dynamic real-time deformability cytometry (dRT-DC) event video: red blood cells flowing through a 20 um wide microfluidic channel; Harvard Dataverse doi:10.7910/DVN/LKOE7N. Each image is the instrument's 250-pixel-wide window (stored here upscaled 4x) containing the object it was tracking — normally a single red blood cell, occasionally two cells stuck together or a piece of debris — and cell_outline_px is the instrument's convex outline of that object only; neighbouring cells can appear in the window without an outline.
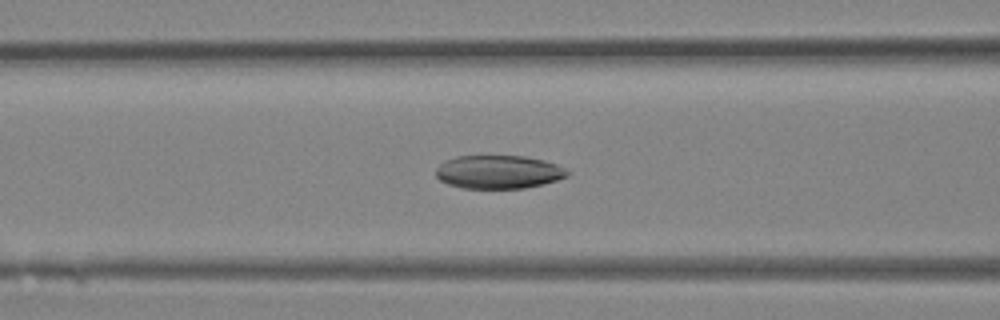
{"species": "Egyptian fruit bat (a non-hibernating species)", "species_latin": "Rousettus aegyptiacus", "temperature_condition": "room temperature", "stored_images_in_passage": 32, "camera_frame_rate_fps": 3000, "um_per_image_px": 0.085, "animal": {"sex": "female"}, "frame": {"image": 1, "passage_image": 11, "time_ms": 3.333, "image_size_px": [1000, 320], "cell_outline_px": [[572, 172], [568, 176], [544, 184], [524, 188], [460, 188], [448, 184], [440, 180], [436, 176], [436, 168], [444, 160], [456, 156], [524, 156], [544, 160], [556, 164]], "centroid_in_image_um": [42.37, 14.61], "position_along_channel_um": 124.2, "area_um2": 25.72}}
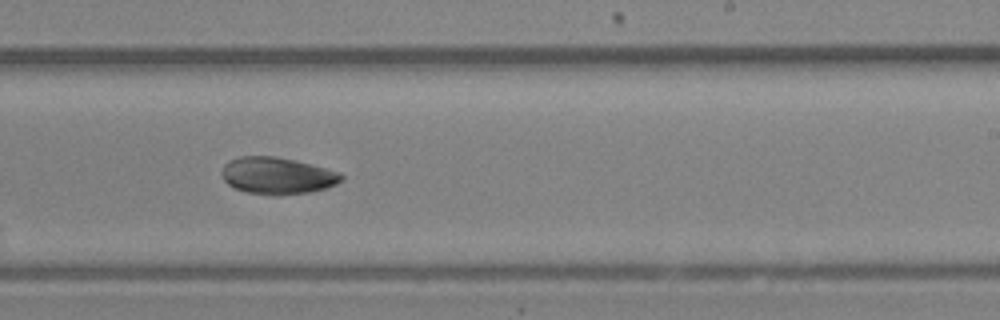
{"frame": {"image": 2, "passage_image": 18, "time_ms": 5.667, "image_size_px": [1000, 320], "cell_outline_px": [[344, 180], [336, 184], [324, 188], [308, 192], [280, 196], [272, 196], [248, 192], [236, 188], [228, 184], [224, 180], [220, 172], [224, 164], [228, 160], [240, 156], [276, 156], [296, 160], [340, 172], [344, 176]], "centroid_in_image_um": [23.56, 14.93], "position_along_channel_um": 265.4, "area_um2": 25.95}}
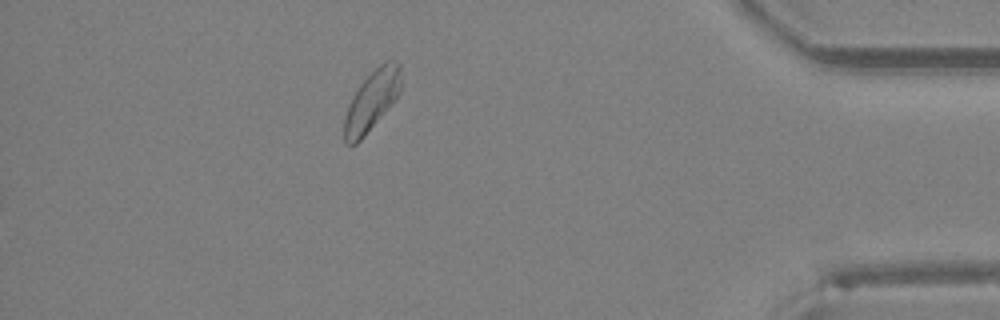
{"frame": {"image": 3, "passage_image": 32, "time_ms": 10.333, "image_size_px": [1000, 320], "cell_outline_px": [[400, 92], [396, 100], [364, 136], [356, 144], [348, 144], [344, 140], [344, 116], [348, 104], [356, 88], [384, 60], [396, 60], [400, 64]], "centroid_in_image_um": [31.6, 8.54], "position_along_channel_um": 403.6, "area_um2": 19.88}}